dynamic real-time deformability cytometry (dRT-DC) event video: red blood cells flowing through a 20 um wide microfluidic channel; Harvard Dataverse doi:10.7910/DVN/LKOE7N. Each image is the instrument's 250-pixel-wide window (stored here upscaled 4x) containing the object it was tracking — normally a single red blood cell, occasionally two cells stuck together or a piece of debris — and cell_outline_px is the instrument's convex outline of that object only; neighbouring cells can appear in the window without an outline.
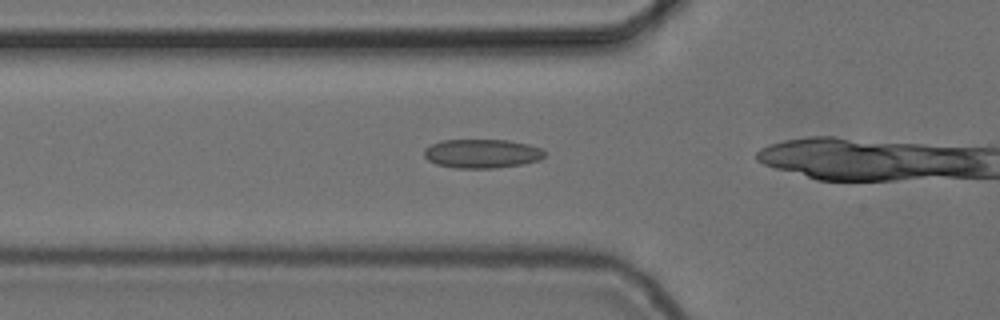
{"species": "common noctule bat (a hibernating species)", "species_latin": "Nyctalus noctula", "temperature_condition": "cold", "stored_images_in_passage": 17, "camera_frame_rate_fps": 3000, "um_per_image_px": 0.085, "animal": {"sex": "female", "body_mass_g": 24.6, "forearm_length_mm": 56.2}, "frame": {"image": 1, "passage_image": 12, "time_ms": 3.667, "image_size_px": [1000, 320], "cell_outline_px": [[548, 152], [540, 160], [524, 164], [496, 168], [456, 168], [436, 164], [428, 160], [424, 156], [424, 148], [432, 144], [444, 140], [508, 140], [528, 144], [540, 148]], "centroid_in_image_um": [40.99, 13.06], "position_along_channel_um": 84.8, "area_um2": 20.46}}
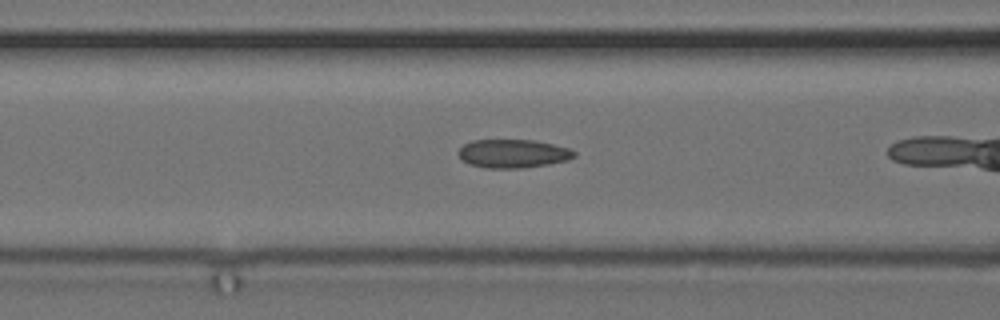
{"frame": {"image": 2, "passage_image": 15, "time_ms": 4.667, "image_size_px": [1000, 320], "cell_outline_px": [[576, 156], [568, 160], [548, 164], [524, 168], [484, 168], [468, 164], [456, 152], [464, 144], [472, 140], [536, 140], [568, 148], [576, 152]], "centroid_in_image_um": [43.6, 13.06], "position_along_channel_um": 123.0, "area_um2": 19.31}}